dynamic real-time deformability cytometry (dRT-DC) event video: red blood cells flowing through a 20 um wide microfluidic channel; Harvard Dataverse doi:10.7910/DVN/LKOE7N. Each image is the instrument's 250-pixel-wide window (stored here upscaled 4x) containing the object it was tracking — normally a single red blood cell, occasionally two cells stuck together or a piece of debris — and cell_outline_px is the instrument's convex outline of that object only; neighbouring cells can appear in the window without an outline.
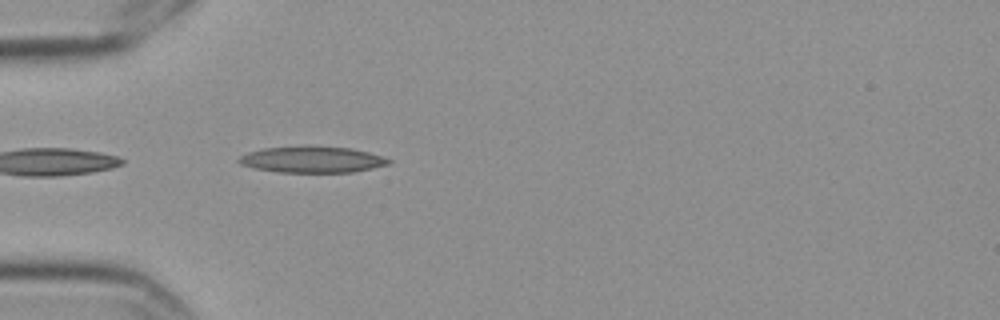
{"species": "Egyptian fruit bat (a non-hibernating species)", "species_latin": "Rousettus aegyptiacus", "temperature_condition": "cold", "stored_images_in_passage": 2, "camera_frame_rate_fps": 3000, "um_per_image_px": 0.085, "frame": {"image": 1, "passage_image": 2, "time_ms": 0.333, "image_size_px": [1000, 320], "cell_outline_px": [[392, 164], [352, 172], [276, 172], [252, 168], [240, 164], [236, 160], [240, 156], [248, 152], [264, 148], [352, 148], [368, 152], [392, 160]], "centroid_in_image_um": [26.52, 13.6], "position_along_channel_um": 58.5, "area_um2": 22.25}}